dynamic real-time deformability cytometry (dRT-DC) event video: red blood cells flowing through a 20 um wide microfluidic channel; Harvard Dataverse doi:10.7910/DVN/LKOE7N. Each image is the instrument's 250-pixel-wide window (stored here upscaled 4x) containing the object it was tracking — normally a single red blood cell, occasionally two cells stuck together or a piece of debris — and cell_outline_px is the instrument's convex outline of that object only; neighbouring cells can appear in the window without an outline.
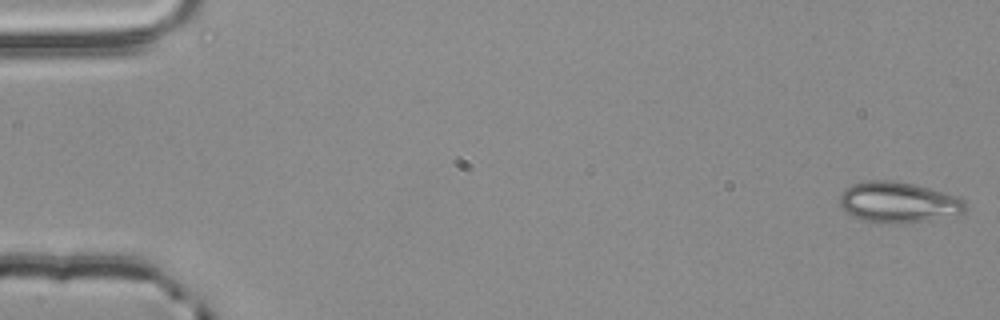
{"species": "common noctule bat (a hibernating species)", "species_latin": "Nyctalus noctula", "temperature_condition": "room temperature", "stored_images_in_passage": 4, "camera_frame_rate_fps": 3000, "um_per_image_px": 0.085, "animal": {"sex": "male", "body_mass_g": 20.4}, "frame": {"image": 1, "passage_image": 1, "time_ms": 0.0, "image_size_px": [1000, 320], "cell_outline_px": [[964, 212], [924, 220], [900, 224], [888, 224], [864, 220], [848, 212], [840, 204], [840, 196], [852, 184], [868, 180], [896, 180], [928, 188], [956, 196], [964, 200]], "centroid_in_image_um": [76.33, 17.18], "position_along_channel_um": 8.7, "area_um2": 29.07}}